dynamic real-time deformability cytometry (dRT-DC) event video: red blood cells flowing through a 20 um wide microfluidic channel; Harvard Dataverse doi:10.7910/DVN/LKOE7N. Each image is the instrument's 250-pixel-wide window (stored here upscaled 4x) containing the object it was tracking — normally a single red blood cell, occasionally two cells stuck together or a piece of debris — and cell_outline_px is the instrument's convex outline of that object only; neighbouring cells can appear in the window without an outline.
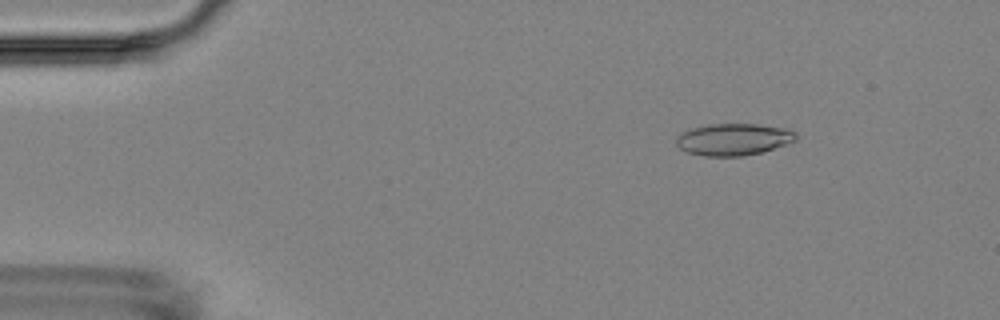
{"species": "Egyptian fruit bat (a non-hibernating species)", "species_latin": "Rousettus aegyptiacus", "temperature_condition": "room temperature", "stored_images_in_passage": 4, "camera_frame_rate_fps": 3000, "um_per_image_px": 0.085, "animal": {"sex": "female"}, "frame": {"image": 1, "passage_image": 2, "time_ms": 2.0, "image_size_px": [1000, 320], "cell_outline_px": [[796, 140], [760, 152], [744, 156], [704, 156], [684, 152], [676, 144], [676, 136], [680, 132], [688, 128], [708, 124], [756, 124], [784, 128], [796, 132]], "centroid_in_image_um": [62.25, 11.84], "position_along_channel_um": 22.7, "area_um2": 22.31}}
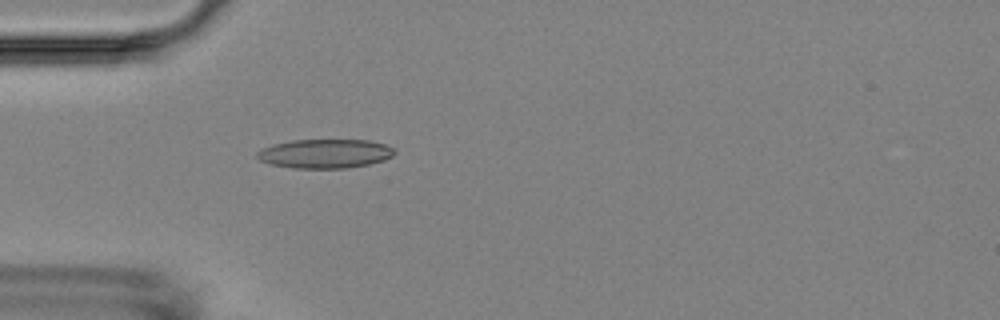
{"frame": {"image": 2, "passage_image": 4, "time_ms": 5.0, "image_size_px": [1000, 320], "cell_outline_px": [[396, 152], [392, 156], [384, 160], [368, 164], [348, 168], [292, 168], [272, 164], [260, 160], [256, 156], [256, 152], [272, 144], [292, 140], [368, 140], [384, 144], [396, 148]], "centroid_in_image_um": [27.65, 13.05], "position_along_channel_um": 57.4, "area_um2": 23.29}}